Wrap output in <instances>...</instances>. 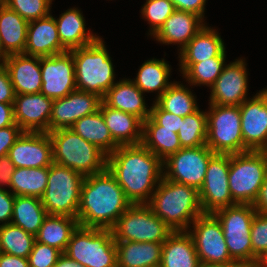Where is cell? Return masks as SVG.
I'll list each match as a JSON object with an SVG mask.
<instances>
[{"instance_id": "cell-1", "label": "cell", "mask_w": 267, "mask_h": 267, "mask_svg": "<svg viewBox=\"0 0 267 267\" xmlns=\"http://www.w3.org/2000/svg\"><path fill=\"white\" fill-rule=\"evenodd\" d=\"M107 169L132 204H147L163 177V161L142 144L119 146L107 156Z\"/></svg>"}, {"instance_id": "cell-2", "label": "cell", "mask_w": 267, "mask_h": 267, "mask_svg": "<svg viewBox=\"0 0 267 267\" xmlns=\"http://www.w3.org/2000/svg\"><path fill=\"white\" fill-rule=\"evenodd\" d=\"M131 204L107 168L86 176L81 186L77 213L79 226L112 229Z\"/></svg>"}, {"instance_id": "cell-3", "label": "cell", "mask_w": 267, "mask_h": 267, "mask_svg": "<svg viewBox=\"0 0 267 267\" xmlns=\"http://www.w3.org/2000/svg\"><path fill=\"white\" fill-rule=\"evenodd\" d=\"M147 204L173 231H187L192 222L204 214L196 188L164 177Z\"/></svg>"}, {"instance_id": "cell-4", "label": "cell", "mask_w": 267, "mask_h": 267, "mask_svg": "<svg viewBox=\"0 0 267 267\" xmlns=\"http://www.w3.org/2000/svg\"><path fill=\"white\" fill-rule=\"evenodd\" d=\"M75 67L77 90L103 98L115 84L114 66L101 37L85 47L70 50Z\"/></svg>"}, {"instance_id": "cell-5", "label": "cell", "mask_w": 267, "mask_h": 267, "mask_svg": "<svg viewBox=\"0 0 267 267\" xmlns=\"http://www.w3.org/2000/svg\"><path fill=\"white\" fill-rule=\"evenodd\" d=\"M48 134L52 141L54 163L75 170L84 177L107 168V155L72 129H57Z\"/></svg>"}, {"instance_id": "cell-6", "label": "cell", "mask_w": 267, "mask_h": 267, "mask_svg": "<svg viewBox=\"0 0 267 267\" xmlns=\"http://www.w3.org/2000/svg\"><path fill=\"white\" fill-rule=\"evenodd\" d=\"M64 254L85 267H117V247L112 229L78 226Z\"/></svg>"}, {"instance_id": "cell-7", "label": "cell", "mask_w": 267, "mask_h": 267, "mask_svg": "<svg viewBox=\"0 0 267 267\" xmlns=\"http://www.w3.org/2000/svg\"><path fill=\"white\" fill-rule=\"evenodd\" d=\"M84 176L68 167L52 163L41 202L47 215L77 218Z\"/></svg>"}, {"instance_id": "cell-8", "label": "cell", "mask_w": 267, "mask_h": 267, "mask_svg": "<svg viewBox=\"0 0 267 267\" xmlns=\"http://www.w3.org/2000/svg\"><path fill=\"white\" fill-rule=\"evenodd\" d=\"M267 175L261 151L230 154L229 190L236 204L253 205Z\"/></svg>"}, {"instance_id": "cell-9", "label": "cell", "mask_w": 267, "mask_h": 267, "mask_svg": "<svg viewBox=\"0 0 267 267\" xmlns=\"http://www.w3.org/2000/svg\"><path fill=\"white\" fill-rule=\"evenodd\" d=\"M206 145L214 153L237 154L250 151L243 143L239 106L209 104Z\"/></svg>"}, {"instance_id": "cell-10", "label": "cell", "mask_w": 267, "mask_h": 267, "mask_svg": "<svg viewBox=\"0 0 267 267\" xmlns=\"http://www.w3.org/2000/svg\"><path fill=\"white\" fill-rule=\"evenodd\" d=\"M253 205L235 204L212 214L220 222L230 257L252 266L251 224L256 214Z\"/></svg>"}, {"instance_id": "cell-11", "label": "cell", "mask_w": 267, "mask_h": 267, "mask_svg": "<svg viewBox=\"0 0 267 267\" xmlns=\"http://www.w3.org/2000/svg\"><path fill=\"white\" fill-rule=\"evenodd\" d=\"M115 241L164 242L173 232L148 204H131L112 228Z\"/></svg>"}, {"instance_id": "cell-12", "label": "cell", "mask_w": 267, "mask_h": 267, "mask_svg": "<svg viewBox=\"0 0 267 267\" xmlns=\"http://www.w3.org/2000/svg\"><path fill=\"white\" fill-rule=\"evenodd\" d=\"M191 235L202 266L233 262L224 238L222 226L212 213H204L192 222Z\"/></svg>"}, {"instance_id": "cell-13", "label": "cell", "mask_w": 267, "mask_h": 267, "mask_svg": "<svg viewBox=\"0 0 267 267\" xmlns=\"http://www.w3.org/2000/svg\"><path fill=\"white\" fill-rule=\"evenodd\" d=\"M214 154L207 145L181 148L163 161V177L199 191L205 179L207 165Z\"/></svg>"}, {"instance_id": "cell-14", "label": "cell", "mask_w": 267, "mask_h": 267, "mask_svg": "<svg viewBox=\"0 0 267 267\" xmlns=\"http://www.w3.org/2000/svg\"><path fill=\"white\" fill-rule=\"evenodd\" d=\"M230 154L215 153L207 165L206 175L199 190L203 213L235 205L229 190Z\"/></svg>"}, {"instance_id": "cell-15", "label": "cell", "mask_w": 267, "mask_h": 267, "mask_svg": "<svg viewBox=\"0 0 267 267\" xmlns=\"http://www.w3.org/2000/svg\"><path fill=\"white\" fill-rule=\"evenodd\" d=\"M42 86L40 93L51 99L63 98L77 89L71 51L40 57Z\"/></svg>"}, {"instance_id": "cell-16", "label": "cell", "mask_w": 267, "mask_h": 267, "mask_svg": "<svg viewBox=\"0 0 267 267\" xmlns=\"http://www.w3.org/2000/svg\"><path fill=\"white\" fill-rule=\"evenodd\" d=\"M239 107L243 143L250 151H261L267 147V89L263 88Z\"/></svg>"}, {"instance_id": "cell-17", "label": "cell", "mask_w": 267, "mask_h": 267, "mask_svg": "<svg viewBox=\"0 0 267 267\" xmlns=\"http://www.w3.org/2000/svg\"><path fill=\"white\" fill-rule=\"evenodd\" d=\"M7 155L15 168L49 167L53 163L51 138L47 132L23 131Z\"/></svg>"}, {"instance_id": "cell-18", "label": "cell", "mask_w": 267, "mask_h": 267, "mask_svg": "<svg viewBox=\"0 0 267 267\" xmlns=\"http://www.w3.org/2000/svg\"><path fill=\"white\" fill-rule=\"evenodd\" d=\"M244 59L226 64L222 73L210 87L209 104L240 106L247 98L248 74Z\"/></svg>"}, {"instance_id": "cell-19", "label": "cell", "mask_w": 267, "mask_h": 267, "mask_svg": "<svg viewBox=\"0 0 267 267\" xmlns=\"http://www.w3.org/2000/svg\"><path fill=\"white\" fill-rule=\"evenodd\" d=\"M102 98L97 94L75 90L63 98L53 100L49 118V132L70 128L80 118L99 110Z\"/></svg>"}, {"instance_id": "cell-20", "label": "cell", "mask_w": 267, "mask_h": 267, "mask_svg": "<svg viewBox=\"0 0 267 267\" xmlns=\"http://www.w3.org/2000/svg\"><path fill=\"white\" fill-rule=\"evenodd\" d=\"M53 99L42 93L19 94L13 102L15 123L28 132H49Z\"/></svg>"}, {"instance_id": "cell-21", "label": "cell", "mask_w": 267, "mask_h": 267, "mask_svg": "<svg viewBox=\"0 0 267 267\" xmlns=\"http://www.w3.org/2000/svg\"><path fill=\"white\" fill-rule=\"evenodd\" d=\"M68 51L58 36L56 21L51 13L30 21L27 28L26 45L23 54L47 57Z\"/></svg>"}, {"instance_id": "cell-22", "label": "cell", "mask_w": 267, "mask_h": 267, "mask_svg": "<svg viewBox=\"0 0 267 267\" xmlns=\"http://www.w3.org/2000/svg\"><path fill=\"white\" fill-rule=\"evenodd\" d=\"M16 95L40 93L42 86L40 57L11 54L3 63Z\"/></svg>"}, {"instance_id": "cell-23", "label": "cell", "mask_w": 267, "mask_h": 267, "mask_svg": "<svg viewBox=\"0 0 267 267\" xmlns=\"http://www.w3.org/2000/svg\"><path fill=\"white\" fill-rule=\"evenodd\" d=\"M218 32L204 25L201 30L180 50V71L184 74L194 63L218 57L225 50Z\"/></svg>"}, {"instance_id": "cell-24", "label": "cell", "mask_w": 267, "mask_h": 267, "mask_svg": "<svg viewBox=\"0 0 267 267\" xmlns=\"http://www.w3.org/2000/svg\"><path fill=\"white\" fill-rule=\"evenodd\" d=\"M203 22L195 13L175 10L153 37L165 45L178 44L182 50L205 25Z\"/></svg>"}, {"instance_id": "cell-25", "label": "cell", "mask_w": 267, "mask_h": 267, "mask_svg": "<svg viewBox=\"0 0 267 267\" xmlns=\"http://www.w3.org/2000/svg\"><path fill=\"white\" fill-rule=\"evenodd\" d=\"M143 94L131 79H122L105 93L102 102L111 108L133 114L144 122L150 116L151 109H147Z\"/></svg>"}, {"instance_id": "cell-26", "label": "cell", "mask_w": 267, "mask_h": 267, "mask_svg": "<svg viewBox=\"0 0 267 267\" xmlns=\"http://www.w3.org/2000/svg\"><path fill=\"white\" fill-rule=\"evenodd\" d=\"M99 109L112 138L119 146L141 144L143 121L139 117L111 108L103 102Z\"/></svg>"}, {"instance_id": "cell-27", "label": "cell", "mask_w": 267, "mask_h": 267, "mask_svg": "<svg viewBox=\"0 0 267 267\" xmlns=\"http://www.w3.org/2000/svg\"><path fill=\"white\" fill-rule=\"evenodd\" d=\"M194 241L187 231H173L163 242L159 267H201Z\"/></svg>"}, {"instance_id": "cell-28", "label": "cell", "mask_w": 267, "mask_h": 267, "mask_svg": "<svg viewBox=\"0 0 267 267\" xmlns=\"http://www.w3.org/2000/svg\"><path fill=\"white\" fill-rule=\"evenodd\" d=\"M117 267H159L163 242L115 241Z\"/></svg>"}, {"instance_id": "cell-29", "label": "cell", "mask_w": 267, "mask_h": 267, "mask_svg": "<svg viewBox=\"0 0 267 267\" xmlns=\"http://www.w3.org/2000/svg\"><path fill=\"white\" fill-rule=\"evenodd\" d=\"M77 8H70L55 19L61 44L68 50L85 47L95 42L99 36L85 29V19Z\"/></svg>"}, {"instance_id": "cell-30", "label": "cell", "mask_w": 267, "mask_h": 267, "mask_svg": "<svg viewBox=\"0 0 267 267\" xmlns=\"http://www.w3.org/2000/svg\"><path fill=\"white\" fill-rule=\"evenodd\" d=\"M28 23L0 0V40L8 55L24 53Z\"/></svg>"}, {"instance_id": "cell-31", "label": "cell", "mask_w": 267, "mask_h": 267, "mask_svg": "<svg viewBox=\"0 0 267 267\" xmlns=\"http://www.w3.org/2000/svg\"><path fill=\"white\" fill-rule=\"evenodd\" d=\"M70 129L87 142L97 146L107 156L119 147L112 138L100 109L93 114L80 118Z\"/></svg>"}, {"instance_id": "cell-32", "label": "cell", "mask_w": 267, "mask_h": 267, "mask_svg": "<svg viewBox=\"0 0 267 267\" xmlns=\"http://www.w3.org/2000/svg\"><path fill=\"white\" fill-rule=\"evenodd\" d=\"M79 226L77 218L58 215H47L35 239L64 253L72 233Z\"/></svg>"}, {"instance_id": "cell-33", "label": "cell", "mask_w": 267, "mask_h": 267, "mask_svg": "<svg viewBox=\"0 0 267 267\" xmlns=\"http://www.w3.org/2000/svg\"><path fill=\"white\" fill-rule=\"evenodd\" d=\"M141 144L162 161L182 148L178 134L171 129H161L150 116L143 122Z\"/></svg>"}, {"instance_id": "cell-34", "label": "cell", "mask_w": 267, "mask_h": 267, "mask_svg": "<svg viewBox=\"0 0 267 267\" xmlns=\"http://www.w3.org/2000/svg\"><path fill=\"white\" fill-rule=\"evenodd\" d=\"M171 67L163 58H153L145 61L135 79L131 80L143 93L156 92L159 98L174 82L170 80Z\"/></svg>"}, {"instance_id": "cell-35", "label": "cell", "mask_w": 267, "mask_h": 267, "mask_svg": "<svg viewBox=\"0 0 267 267\" xmlns=\"http://www.w3.org/2000/svg\"><path fill=\"white\" fill-rule=\"evenodd\" d=\"M46 216L47 213L41 202V198L34 196H15L11 219L12 224L36 236Z\"/></svg>"}, {"instance_id": "cell-36", "label": "cell", "mask_w": 267, "mask_h": 267, "mask_svg": "<svg viewBox=\"0 0 267 267\" xmlns=\"http://www.w3.org/2000/svg\"><path fill=\"white\" fill-rule=\"evenodd\" d=\"M49 167L15 168L11 178L10 192L15 196L41 198L48 183Z\"/></svg>"}, {"instance_id": "cell-37", "label": "cell", "mask_w": 267, "mask_h": 267, "mask_svg": "<svg viewBox=\"0 0 267 267\" xmlns=\"http://www.w3.org/2000/svg\"><path fill=\"white\" fill-rule=\"evenodd\" d=\"M182 83L174 82L154 102L162 109L175 115L185 117L196 112L199 107L195 95Z\"/></svg>"}, {"instance_id": "cell-38", "label": "cell", "mask_w": 267, "mask_h": 267, "mask_svg": "<svg viewBox=\"0 0 267 267\" xmlns=\"http://www.w3.org/2000/svg\"><path fill=\"white\" fill-rule=\"evenodd\" d=\"M35 236L12 223L0 225V251L5 254L28 258Z\"/></svg>"}, {"instance_id": "cell-39", "label": "cell", "mask_w": 267, "mask_h": 267, "mask_svg": "<svg viewBox=\"0 0 267 267\" xmlns=\"http://www.w3.org/2000/svg\"><path fill=\"white\" fill-rule=\"evenodd\" d=\"M182 148H195L206 145L207 138V114L198 109L196 112L186 115L178 131Z\"/></svg>"}, {"instance_id": "cell-40", "label": "cell", "mask_w": 267, "mask_h": 267, "mask_svg": "<svg viewBox=\"0 0 267 267\" xmlns=\"http://www.w3.org/2000/svg\"><path fill=\"white\" fill-rule=\"evenodd\" d=\"M226 51L224 50L218 57H212L194 63L182 76L190 86L206 85L211 87L219 75L222 73L226 60Z\"/></svg>"}, {"instance_id": "cell-41", "label": "cell", "mask_w": 267, "mask_h": 267, "mask_svg": "<svg viewBox=\"0 0 267 267\" xmlns=\"http://www.w3.org/2000/svg\"><path fill=\"white\" fill-rule=\"evenodd\" d=\"M175 10L170 0H146L141 13L150 25V33L148 34L154 36Z\"/></svg>"}, {"instance_id": "cell-42", "label": "cell", "mask_w": 267, "mask_h": 267, "mask_svg": "<svg viewBox=\"0 0 267 267\" xmlns=\"http://www.w3.org/2000/svg\"><path fill=\"white\" fill-rule=\"evenodd\" d=\"M28 22L50 14L53 0H1Z\"/></svg>"}, {"instance_id": "cell-43", "label": "cell", "mask_w": 267, "mask_h": 267, "mask_svg": "<svg viewBox=\"0 0 267 267\" xmlns=\"http://www.w3.org/2000/svg\"><path fill=\"white\" fill-rule=\"evenodd\" d=\"M252 267L267 251V214L257 213L251 224Z\"/></svg>"}, {"instance_id": "cell-44", "label": "cell", "mask_w": 267, "mask_h": 267, "mask_svg": "<svg viewBox=\"0 0 267 267\" xmlns=\"http://www.w3.org/2000/svg\"><path fill=\"white\" fill-rule=\"evenodd\" d=\"M61 254L58 249L35 241L28 256L29 267H54Z\"/></svg>"}, {"instance_id": "cell-45", "label": "cell", "mask_w": 267, "mask_h": 267, "mask_svg": "<svg viewBox=\"0 0 267 267\" xmlns=\"http://www.w3.org/2000/svg\"><path fill=\"white\" fill-rule=\"evenodd\" d=\"M150 109V117L161 126V129H171L178 133L184 117L162 110L154 101Z\"/></svg>"}, {"instance_id": "cell-46", "label": "cell", "mask_w": 267, "mask_h": 267, "mask_svg": "<svg viewBox=\"0 0 267 267\" xmlns=\"http://www.w3.org/2000/svg\"><path fill=\"white\" fill-rule=\"evenodd\" d=\"M23 130L15 123L12 126L0 128V157L6 156Z\"/></svg>"}, {"instance_id": "cell-47", "label": "cell", "mask_w": 267, "mask_h": 267, "mask_svg": "<svg viewBox=\"0 0 267 267\" xmlns=\"http://www.w3.org/2000/svg\"><path fill=\"white\" fill-rule=\"evenodd\" d=\"M15 195L7 189H0V224L11 223Z\"/></svg>"}, {"instance_id": "cell-48", "label": "cell", "mask_w": 267, "mask_h": 267, "mask_svg": "<svg viewBox=\"0 0 267 267\" xmlns=\"http://www.w3.org/2000/svg\"><path fill=\"white\" fill-rule=\"evenodd\" d=\"M15 96L8 71L4 65H0V103H13Z\"/></svg>"}, {"instance_id": "cell-49", "label": "cell", "mask_w": 267, "mask_h": 267, "mask_svg": "<svg viewBox=\"0 0 267 267\" xmlns=\"http://www.w3.org/2000/svg\"><path fill=\"white\" fill-rule=\"evenodd\" d=\"M176 10L195 13L204 18L206 0H170Z\"/></svg>"}, {"instance_id": "cell-50", "label": "cell", "mask_w": 267, "mask_h": 267, "mask_svg": "<svg viewBox=\"0 0 267 267\" xmlns=\"http://www.w3.org/2000/svg\"><path fill=\"white\" fill-rule=\"evenodd\" d=\"M14 170L15 167L8 155L0 157V189H3L2 187L5 185L10 188Z\"/></svg>"}, {"instance_id": "cell-51", "label": "cell", "mask_w": 267, "mask_h": 267, "mask_svg": "<svg viewBox=\"0 0 267 267\" xmlns=\"http://www.w3.org/2000/svg\"><path fill=\"white\" fill-rule=\"evenodd\" d=\"M15 124L13 103H0V128Z\"/></svg>"}, {"instance_id": "cell-52", "label": "cell", "mask_w": 267, "mask_h": 267, "mask_svg": "<svg viewBox=\"0 0 267 267\" xmlns=\"http://www.w3.org/2000/svg\"><path fill=\"white\" fill-rule=\"evenodd\" d=\"M0 267H29L28 258L0 253Z\"/></svg>"}, {"instance_id": "cell-53", "label": "cell", "mask_w": 267, "mask_h": 267, "mask_svg": "<svg viewBox=\"0 0 267 267\" xmlns=\"http://www.w3.org/2000/svg\"><path fill=\"white\" fill-rule=\"evenodd\" d=\"M253 207L257 213L267 214V175L263 185L260 188L258 197L253 203Z\"/></svg>"}, {"instance_id": "cell-54", "label": "cell", "mask_w": 267, "mask_h": 267, "mask_svg": "<svg viewBox=\"0 0 267 267\" xmlns=\"http://www.w3.org/2000/svg\"><path fill=\"white\" fill-rule=\"evenodd\" d=\"M54 267H85L81 263L76 262L75 260L70 259L66 254L62 253Z\"/></svg>"}, {"instance_id": "cell-55", "label": "cell", "mask_w": 267, "mask_h": 267, "mask_svg": "<svg viewBox=\"0 0 267 267\" xmlns=\"http://www.w3.org/2000/svg\"><path fill=\"white\" fill-rule=\"evenodd\" d=\"M201 267H252L246 263L233 261L228 264H219V265H209V266H201Z\"/></svg>"}, {"instance_id": "cell-56", "label": "cell", "mask_w": 267, "mask_h": 267, "mask_svg": "<svg viewBox=\"0 0 267 267\" xmlns=\"http://www.w3.org/2000/svg\"><path fill=\"white\" fill-rule=\"evenodd\" d=\"M8 57V54L4 51L1 40H0V65H3L5 59Z\"/></svg>"}, {"instance_id": "cell-57", "label": "cell", "mask_w": 267, "mask_h": 267, "mask_svg": "<svg viewBox=\"0 0 267 267\" xmlns=\"http://www.w3.org/2000/svg\"><path fill=\"white\" fill-rule=\"evenodd\" d=\"M254 267H267V259H258Z\"/></svg>"}, {"instance_id": "cell-58", "label": "cell", "mask_w": 267, "mask_h": 267, "mask_svg": "<svg viewBox=\"0 0 267 267\" xmlns=\"http://www.w3.org/2000/svg\"><path fill=\"white\" fill-rule=\"evenodd\" d=\"M262 154L264 155L265 159H266V163H267V147L263 148L261 150Z\"/></svg>"}, {"instance_id": "cell-59", "label": "cell", "mask_w": 267, "mask_h": 267, "mask_svg": "<svg viewBox=\"0 0 267 267\" xmlns=\"http://www.w3.org/2000/svg\"><path fill=\"white\" fill-rule=\"evenodd\" d=\"M258 259H267V251L261 257H259Z\"/></svg>"}]
</instances>
